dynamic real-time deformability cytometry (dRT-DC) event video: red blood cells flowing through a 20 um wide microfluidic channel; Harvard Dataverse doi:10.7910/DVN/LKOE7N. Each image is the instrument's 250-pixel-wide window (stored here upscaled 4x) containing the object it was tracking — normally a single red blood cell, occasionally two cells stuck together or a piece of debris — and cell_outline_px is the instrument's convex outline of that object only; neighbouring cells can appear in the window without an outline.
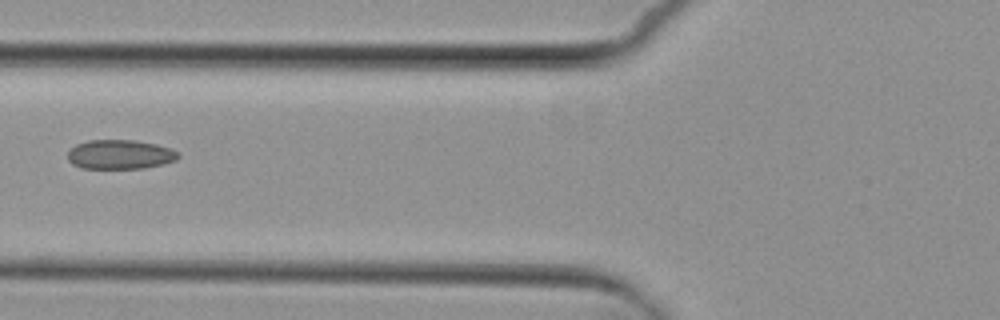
{"species": "common noctule bat (a hibernating species)", "species_latin": "Nyctalus noctula", "temperature_condition": "cold", "stored_images_in_passage": 6, "camera_frame_rate_fps": 3000, "um_per_image_px": 0.085, "animal": {"sex": "female", "body_mass_g": 29.2, "forearm_length_mm": 56.3}, "frame": {"image": 1, "passage_image": 6, "time_ms": 6.667, "image_size_px": [1000, 320], "cell_outline_px": [[180, 156], [176, 160], [164, 164], [144, 168], [80, 168], [72, 164], [68, 160], [68, 152], [76, 144], [88, 140], [132, 140], [156, 144], [172, 148]], "centroid_in_image_um": [10.2, 13.13], "position_along_channel_um": 115.6, "area_um2": 18.9}}